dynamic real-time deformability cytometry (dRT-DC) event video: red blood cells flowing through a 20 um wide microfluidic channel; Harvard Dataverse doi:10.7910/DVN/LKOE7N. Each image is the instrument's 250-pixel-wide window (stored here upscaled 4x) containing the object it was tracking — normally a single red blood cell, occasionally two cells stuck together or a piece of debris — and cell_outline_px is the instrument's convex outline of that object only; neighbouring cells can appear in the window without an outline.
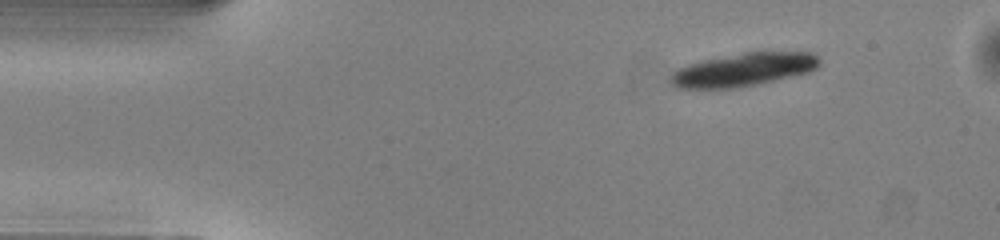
{"species": "common noctule bat (a hibernating species)", "species_latin": "Nyctalus noctula", "temperature_condition": "warm", "stored_images_in_passage": 11, "camera_frame_rate_fps": 3000, "um_per_image_px": 0.085, "animal": {"sex": "male", "body_mass_g": 13.0, "forearm_length_mm": 53.1}, "frame": {"image": 1, "passage_image": 1, "time_ms": 0.0, "image_size_px": [1000, 240], "cell_outline_px": [[820, 64], [816, 68], [808, 72], [772, 80], [732, 88], [676, 88], [668, 80], [672, 72], [676, 68], [688, 64], [704, 60], [744, 52], [812, 52], [820, 60]], "centroid_in_image_um": [63.14, 5.91], "position_along_channel_um": 21.9, "area_um2": 28.38}}